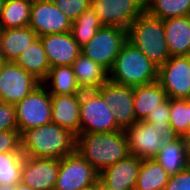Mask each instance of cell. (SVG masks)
<instances>
[{
    "label": "cell",
    "mask_w": 190,
    "mask_h": 190,
    "mask_svg": "<svg viewBox=\"0 0 190 190\" xmlns=\"http://www.w3.org/2000/svg\"><path fill=\"white\" fill-rule=\"evenodd\" d=\"M18 130L16 121V107L0 101V132Z\"/></svg>",
    "instance_id": "33"
},
{
    "label": "cell",
    "mask_w": 190,
    "mask_h": 190,
    "mask_svg": "<svg viewBox=\"0 0 190 190\" xmlns=\"http://www.w3.org/2000/svg\"><path fill=\"white\" fill-rule=\"evenodd\" d=\"M90 7L103 26L128 29L145 10L138 0H90Z\"/></svg>",
    "instance_id": "12"
},
{
    "label": "cell",
    "mask_w": 190,
    "mask_h": 190,
    "mask_svg": "<svg viewBox=\"0 0 190 190\" xmlns=\"http://www.w3.org/2000/svg\"><path fill=\"white\" fill-rule=\"evenodd\" d=\"M170 56H190V15L163 20Z\"/></svg>",
    "instance_id": "19"
},
{
    "label": "cell",
    "mask_w": 190,
    "mask_h": 190,
    "mask_svg": "<svg viewBox=\"0 0 190 190\" xmlns=\"http://www.w3.org/2000/svg\"><path fill=\"white\" fill-rule=\"evenodd\" d=\"M71 22L75 21L89 6L90 0H52Z\"/></svg>",
    "instance_id": "32"
},
{
    "label": "cell",
    "mask_w": 190,
    "mask_h": 190,
    "mask_svg": "<svg viewBox=\"0 0 190 190\" xmlns=\"http://www.w3.org/2000/svg\"><path fill=\"white\" fill-rule=\"evenodd\" d=\"M23 161L22 152L0 154V184L15 185L21 182Z\"/></svg>",
    "instance_id": "30"
},
{
    "label": "cell",
    "mask_w": 190,
    "mask_h": 190,
    "mask_svg": "<svg viewBox=\"0 0 190 190\" xmlns=\"http://www.w3.org/2000/svg\"><path fill=\"white\" fill-rule=\"evenodd\" d=\"M82 190H95V185L91 186V187H88V188H85V189H82Z\"/></svg>",
    "instance_id": "43"
},
{
    "label": "cell",
    "mask_w": 190,
    "mask_h": 190,
    "mask_svg": "<svg viewBox=\"0 0 190 190\" xmlns=\"http://www.w3.org/2000/svg\"><path fill=\"white\" fill-rule=\"evenodd\" d=\"M109 81L123 86H140L158 81V67L127 41L117 55Z\"/></svg>",
    "instance_id": "4"
},
{
    "label": "cell",
    "mask_w": 190,
    "mask_h": 190,
    "mask_svg": "<svg viewBox=\"0 0 190 190\" xmlns=\"http://www.w3.org/2000/svg\"><path fill=\"white\" fill-rule=\"evenodd\" d=\"M2 63H3V60L0 59V69H1Z\"/></svg>",
    "instance_id": "45"
},
{
    "label": "cell",
    "mask_w": 190,
    "mask_h": 190,
    "mask_svg": "<svg viewBox=\"0 0 190 190\" xmlns=\"http://www.w3.org/2000/svg\"><path fill=\"white\" fill-rule=\"evenodd\" d=\"M32 2L28 0H5L0 17V29L29 26Z\"/></svg>",
    "instance_id": "26"
},
{
    "label": "cell",
    "mask_w": 190,
    "mask_h": 190,
    "mask_svg": "<svg viewBox=\"0 0 190 190\" xmlns=\"http://www.w3.org/2000/svg\"><path fill=\"white\" fill-rule=\"evenodd\" d=\"M165 187L167 190H190V166L170 176Z\"/></svg>",
    "instance_id": "36"
},
{
    "label": "cell",
    "mask_w": 190,
    "mask_h": 190,
    "mask_svg": "<svg viewBox=\"0 0 190 190\" xmlns=\"http://www.w3.org/2000/svg\"><path fill=\"white\" fill-rule=\"evenodd\" d=\"M158 82L169 99L190 98V56H171L158 68Z\"/></svg>",
    "instance_id": "11"
},
{
    "label": "cell",
    "mask_w": 190,
    "mask_h": 190,
    "mask_svg": "<svg viewBox=\"0 0 190 190\" xmlns=\"http://www.w3.org/2000/svg\"><path fill=\"white\" fill-rule=\"evenodd\" d=\"M116 130L122 129L103 97L96 90L83 91L80 94V133Z\"/></svg>",
    "instance_id": "7"
},
{
    "label": "cell",
    "mask_w": 190,
    "mask_h": 190,
    "mask_svg": "<svg viewBox=\"0 0 190 190\" xmlns=\"http://www.w3.org/2000/svg\"><path fill=\"white\" fill-rule=\"evenodd\" d=\"M166 91L158 81L133 87V107L136 121H143L150 112L167 99Z\"/></svg>",
    "instance_id": "22"
},
{
    "label": "cell",
    "mask_w": 190,
    "mask_h": 190,
    "mask_svg": "<svg viewBox=\"0 0 190 190\" xmlns=\"http://www.w3.org/2000/svg\"><path fill=\"white\" fill-rule=\"evenodd\" d=\"M76 152L99 173L130 154L125 130L80 133L76 137Z\"/></svg>",
    "instance_id": "1"
},
{
    "label": "cell",
    "mask_w": 190,
    "mask_h": 190,
    "mask_svg": "<svg viewBox=\"0 0 190 190\" xmlns=\"http://www.w3.org/2000/svg\"><path fill=\"white\" fill-rule=\"evenodd\" d=\"M188 122H189V129H190V98H188Z\"/></svg>",
    "instance_id": "40"
},
{
    "label": "cell",
    "mask_w": 190,
    "mask_h": 190,
    "mask_svg": "<svg viewBox=\"0 0 190 190\" xmlns=\"http://www.w3.org/2000/svg\"><path fill=\"white\" fill-rule=\"evenodd\" d=\"M4 2H5V0H0V17H1V12L3 10Z\"/></svg>",
    "instance_id": "41"
},
{
    "label": "cell",
    "mask_w": 190,
    "mask_h": 190,
    "mask_svg": "<svg viewBox=\"0 0 190 190\" xmlns=\"http://www.w3.org/2000/svg\"><path fill=\"white\" fill-rule=\"evenodd\" d=\"M41 82L13 61H3L0 69V101L16 105Z\"/></svg>",
    "instance_id": "10"
},
{
    "label": "cell",
    "mask_w": 190,
    "mask_h": 190,
    "mask_svg": "<svg viewBox=\"0 0 190 190\" xmlns=\"http://www.w3.org/2000/svg\"><path fill=\"white\" fill-rule=\"evenodd\" d=\"M99 172L77 152L59 161V171L53 190H82L94 186Z\"/></svg>",
    "instance_id": "9"
},
{
    "label": "cell",
    "mask_w": 190,
    "mask_h": 190,
    "mask_svg": "<svg viewBox=\"0 0 190 190\" xmlns=\"http://www.w3.org/2000/svg\"><path fill=\"white\" fill-rule=\"evenodd\" d=\"M52 123L76 136L80 134V94L51 95Z\"/></svg>",
    "instance_id": "18"
},
{
    "label": "cell",
    "mask_w": 190,
    "mask_h": 190,
    "mask_svg": "<svg viewBox=\"0 0 190 190\" xmlns=\"http://www.w3.org/2000/svg\"><path fill=\"white\" fill-rule=\"evenodd\" d=\"M76 135L55 123L25 130L20 135L24 156L62 159L76 152Z\"/></svg>",
    "instance_id": "2"
},
{
    "label": "cell",
    "mask_w": 190,
    "mask_h": 190,
    "mask_svg": "<svg viewBox=\"0 0 190 190\" xmlns=\"http://www.w3.org/2000/svg\"><path fill=\"white\" fill-rule=\"evenodd\" d=\"M127 41L126 29L116 26H102L94 37L81 48V53L109 72Z\"/></svg>",
    "instance_id": "6"
},
{
    "label": "cell",
    "mask_w": 190,
    "mask_h": 190,
    "mask_svg": "<svg viewBox=\"0 0 190 190\" xmlns=\"http://www.w3.org/2000/svg\"><path fill=\"white\" fill-rule=\"evenodd\" d=\"M138 1L145 7L147 0H138Z\"/></svg>",
    "instance_id": "42"
},
{
    "label": "cell",
    "mask_w": 190,
    "mask_h": 190,
    "mask_svg": "<svg viewBox=\"0 0 190 190\" xmlns=\"http://www.w3.org/2000/svg\"><path fill=\"white\" fill-rule=\"evenodd\" d=\"M103 25L99 21L98 16L89 6L80 16L72 22L71 34L78 46L82 48L95 35L97 30Z\"/></svg>",
    "instance_id": "29"
},
{
    "label": "cell",
    "mask_w": 190,
    "mask_h": 190,
    "mask_svg": "<svg viewBox=\"0 0 190 190\" xmlns=\"http://www.w3.org/2000/svg\"><path fill=\"white\" fill-rule=\"evenodd\" d=\"M38 35L29 26L0 29V54L3 61H14Z\"/></svg>",
    "instance_id": "20"
},
{
    "label": "cell",
    "mask_w": 190,
    "mask_h": 190,
    "mask_svg": "<svg viewBox=\"0 0 190 190\" xmlns=\"http://www.w3.org/2000/svg\"><path fill=\"white\" fill-rule=\"evenodd\" d=\"M172 136H183L189 130L188 99H170Z\"/></svg>",
    "instance_id": "31"
},
{
    "label": "cell",
    "mask_w": 190,
    "mask_h": 190,
    "mask_svg": "<svg viewBox=\"0 0 190 190\" xmlns=\"http://www.w3.org/2000/svg\"><path fill=\"white\" fill-rule=\"evenodd\" d=\"M145 11L161 20L190 15V0H147Z\"/></svg>",
    "instance_id": "28"
},
{
    "label": "cell",
    "mask_w": 190,
    "mask_h": 190,
    "mask_svg": "<svg viewBox=\"0 0 190 190\" xmlns=\"http://www.w3.org/2000/svg\"><path fill=\"white\" fill-rule=\"evenodd\" d=\"M42 84L51 95H75L83 92L77 83L72 66L67 65L51 67Z\"/></svg>",
    "instance_id": "25"
},
{
    "label": "cell",
    "mask_w": 190,
    "mask_h": 190,
    "mask_svg": "<svg viewBox=\"0 0 190 190\" xmlns=\"http://www.w3.org/2000/svg\"><path fill=\"white\" fill-rule=\"evenodd\" d=\"M0 190H36L32 187H29L22 182H19L15 185L0 184Z\"/></svg>",
    "instance_id": "37"
},
{
    "label": "cell",
    "mask_w": 190,
    "mask_h": 190,
    "mask_svg": "<svg viewBox=\"0 0 190 190\" xmlns=\"http://www.w3.org/2000/svg\"><path fill=\"white\" fill-rule=\"evenodd\" d=\"M157 190H167V189H166V187H161V188H159Z\"/></svg>",
    "instance_id": "44"
},
{
    "label": "cell",
    "mask_w": 190,
    "mask_h": 190,
    "mask_svg": "<svg viewBox=\"0 0 190 190\" xmlns=\"http://www.w3.org/2000/svg\"><path fill=\"white\" fill-rule=\"evenodd\" d=\"M112 110L117 125L126 130L136 122L133 107V87L107 81L96 90Z\"/></svg>",
    "instance_id": "14"
},
{
    "label": "cell",
    "mask_w": 190,
    "mask_h": 190,
    "mask_svg": "<svg viewBox=\"0 0 190 190\" xmlns=\"http://www.w3.org/2000/svg\"><path fill=\"white\" fill-rule=\"evenodd\" d=\"M127 40L158 68L171 57L163 20L149 15L145 10L127 29Z\"/></svg>",
    "instance_id": "3"
},
{
    "label": "cell",
    "mask_w": 190,
    "mask_h": 190,
    "mask_svg": "<svg viewBox=\"0 0 190 190\" xmlns=\"http://www.w3.org/2000/svg\"><path fill=\"white\" fill-rule=\"evenodd\" d=\"M188 159L190 160V129L182 136Z\"/></svg>",
    "instance_id": "38"
},
{
    "label": "cell",
    "mask_w": 190,
    "mask_h": 190,
    "mask_svg": "<svg viewBox=\"0 0 190 190\" xmlns=\"http://www.w3.org/2000/svg\"><path fill=\"white\" fill-rule=\"evenodd\" d=\"M170 99L167 98L163 103L158 105L153 112L146 117L145 122H155L158 126H170Z\"/></svg>",
    "instance_id": "35"
},
{
    "label": "cell",
    "mask_w": 190,
    "mask_h": 190,
    "mask_svg": "<svg viewBox=\"0 0 190 190\" xmlns=\"http://www.w3.org/2000/svg\"><path fill=\"white\" fill-rule=\"evenodd\" d=\"M39 38L44 46L50 67L71 66L81 53V48L73 39L71 32L49 34Z\"/></svg>",
    "instance_id": "17"
},
{
    "label": "cell",
    "mask_w": 190,
    "mask_h": 190,
    "mask_svg": "<svg viewBox=\"0 0 190 190\" xmlns=\"http://www.w3.org/2000/svg\"><path fill=\"white\" fill-rule=\"evenodd\" d=\"M15 107L20 135L25 130L52 123L51 94L42 83L18 102Z\"/></svg>",
    "instance_id": "8"
},
{
    "label": "cell",
    "mask_w": 190,
    "mask_h": 190,
    "mask_svg": "<svg viewBox=\"0 0 190 190\" xmlns=\"http://www.w3.org/2000/svg\"><path fill=\"white\" fill-rule=\"evenodd\" d=\"M59 159L24 156L21 182L36 190H53L59 171Z\"/></svg>",
    "instance_id": "15"
},
{
    "label": "cell",
    "mask_w": 190,
    "mask_h": 190,
    "mask_svg": "<svg viewBox=\"0 0 190 190\" xmlns=\"http://www.w3.org/2000/svg\"><path fill=\"white\" fill-rule=\"evenodd\" d=\"M129 153L142 160L154 159L167 138L172 137L170 126H158L155 122L136 121L125 130Z\"/></svg>",
    "instance_id": "5"
},
{
    "label": "cell",
    "mask_w": 190,
    "mask_h": 190,
    "mask_svg": "<svg viewBox=\"0 0 190 190\" xmlns=\"http://www.w3.org/2000/svg\"><path fill=\"white\" fill-rule=\"evenodd\" d=\"M95 190H113V189L107 187L100 180H98L97 183L95 184Z\"/></svg>",
    "instance_id": "39"
},
{
    "label": "cell",
    "mask_w": 190,
    "mask_h": 190,
    "mask_svg": "<svg viewBox=\"0 0 190 190\" xmlns=\"http://www.w3.org/2000/svg\"><path fill=\"white\" fill-rule=\"evenodd\" d=\"M6 152H21L20 133L18 130L0 132V154Z\"/></svg>",
    "instance_id": "34"
},
{
    "label": "cell",
    "mask_w": 190,
    "mask_h": 190,
    "mask_svg": "<svg viewBox=\"0 0 190 190\" xmlns=\"http://www.w3.org/2000/svg\"><path fill=\"white\" fill-rule=\"evenodd\" d=\"M72 22L52 0H37L31 4L29 27L38 37L71 32Z\"/></svg>",
    "instance_id": "13"
},
{
    "label": "cell",
    "mask_w": 190,
    "mask_h": 190,
    "mask_svg": "<svg viewBox=\"0 0 190 190\" xmlns=\"http://www.w3.org/2000/svg\"><path fill=\"white\" fill-rule=\"evenodd\" d=\"M142 159L129 154L123 160L106 167L99 173V180L113 190H132L136 187Z\"/></svg>",
    "instance_id": "16"
},
{
    "label": "cell",
    "mask_w": 190,
    "mask_h": 190,
    "mask_svg": "<svg viewBox=\"0 0 190 190\" xmlns=\"http://www.w3.org/2000/svg\"><path fill=\"white\" fill-rule=\"evenodd\" d=\"M170 175L167 171L155 160H142V165L137 177V190H157L165 187Z\"/></svg>",
    "instance_id": "27"
},
{
    "label": "cell",
    "mask_w": 190,
    "mask_h": 190,
    "mask_svg": "<svg viewBox=\"0 0 190 190\" xmlns=\"http://www.w3.org/2000/svg\"><path fill=\"white\" fill-rule=\"evenodd\" d=\"M170 176L190 166L182 136L167 138L159 154L154 158Z\"/></svg>",
    "instance_id": "23"
},
{
    "label": "cell",
    "mask_w": 190,
    "mask_h": 190,
    "mask_svg": "<svg viewBox=\"0 0 190 190\" xmlns=\"http://www.w3.org/2000/svg\"><path fill=\"white\" fill-rule=\"evenodd\" d=\"M71 66L82 91L97 90L109 80V72L83 53L78 55Z\"/></svg>",
    "instance_id": "21"
},
{
    "label": "cell",
    "mask_w": 190,
    "mask_h": 190,
    "mask_svg": "<svg viewBox=\"0 0 190 190\" xmlns=\"http://www.w3.org/2000/svg\"><path fill=\"white\" fill-rule=\"evenodd\" d=\"M13 62L22 67L27 73L32 74L41 83L46 79L51 68L39 37L25 48Z\"/></svg>",
    "instance_id": "24"
}]
</instances>
